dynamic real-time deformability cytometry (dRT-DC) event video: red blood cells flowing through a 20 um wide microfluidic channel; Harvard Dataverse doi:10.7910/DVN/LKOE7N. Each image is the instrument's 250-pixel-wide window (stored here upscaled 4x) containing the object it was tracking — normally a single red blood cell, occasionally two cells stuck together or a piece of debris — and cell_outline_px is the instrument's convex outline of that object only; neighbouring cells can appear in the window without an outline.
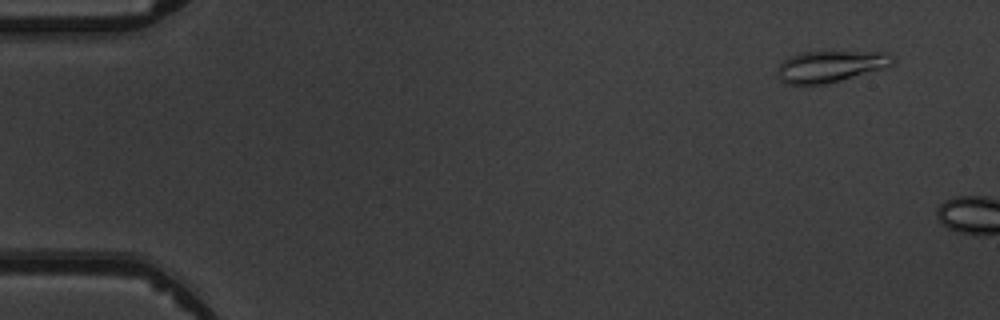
{"species": "common noctule bat (a hibernating species)", "species_latin": "Nyctalus noctula", "temperature_condition": "warm", "stored_images_in_passage": 3, "camera_frame_rate_fps": 3000, "um_per_image_px": 0.085, "animal": {"sex": "male", "body_mass_g": 19.5, "forearm_length_mm": 54.6}, "frame": {"image": 1, "passage_image": 1, "time_ms": 0.0, "image_size_px": [1000, 320], "cell_outline_px": [[896, 64], [884, 68], [840, 80], [824, 84], [788, 84], [780, 80], [776, 68], [784, 60], [792, 56], [804, 52], [888, 52], [896, 60]], "centroid_in_image_um": [70.62, 5.64], "position_along_channel_um": 14.4, "area_um2": 20.92}}